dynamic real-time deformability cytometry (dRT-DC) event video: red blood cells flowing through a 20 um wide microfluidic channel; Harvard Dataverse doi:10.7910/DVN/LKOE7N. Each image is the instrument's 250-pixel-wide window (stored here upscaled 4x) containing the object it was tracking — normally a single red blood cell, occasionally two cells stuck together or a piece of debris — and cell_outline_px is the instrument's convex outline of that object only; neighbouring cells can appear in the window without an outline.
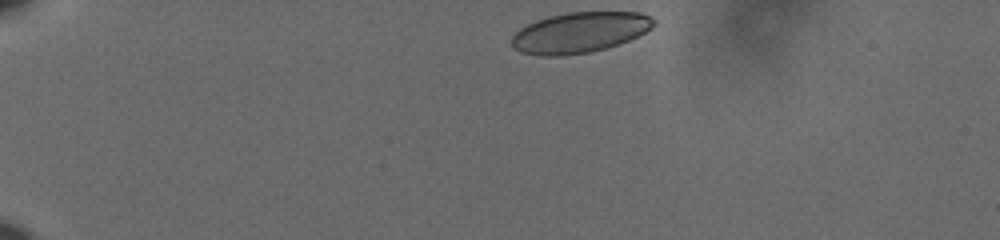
{"species": "human", "species_latin": "Homo sapiens", "temperature_condition": "cold", "stored_images_in_passage": 40, "camera_frame_rate_fps": 3000, "um_per_image_px": 0.085, "donor": {"sex": "male"}, "frame": {"image": 1, "passage_image": 1, "time_ms": 0.0, "image_size_px": [1000, 240], "cell_outline_px": [[656, 20], [652, 28], [628, 40], [604, 48], [588, 52], [560, 56], [540, 56], [520, 52], [512, 44], [512, 36], [520, 28], [536, 20], [548, 16], [568, 12], [640, 12]], "centroid_in_image_um": [49.25, 2.75], "position_along_channel_um": 35.7, "area_um2": 33.29}}
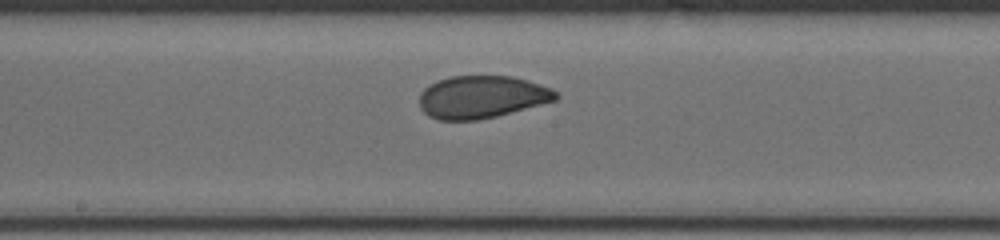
{"frame": {"image": 2, "passage_image": 22, "time_ms": 7.0, "image_size_px": [1000, 240], "cell_outline_px": [[560, 96], [556, 100], [496, 116], [476, 120], [440, 120], [428, 116], [420, 108], [420, 92], [424, 88], [440, 80], [452, 76], [512, 76], [528, 80], [552, 88]], "centroid_in_image_um": [40.96, 8.24], "position_along_channel_um": 207.2, "area_um2": 33.7}}
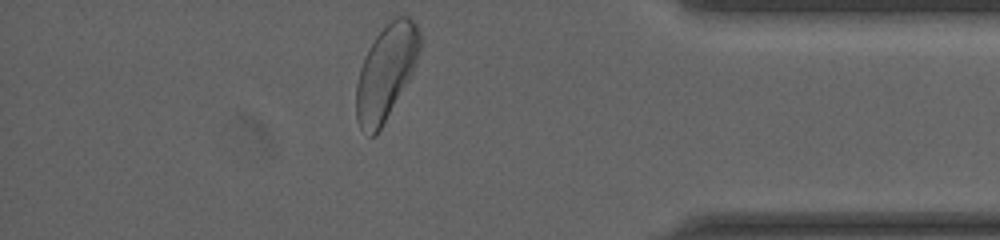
{"frame": {"image": 3, "passage_image": 40, "time_ms": 13.0, "image_size_px": [1000, 240], "cell_outline_px": [[420, 48], [416, 64], [408, 80], [376, 136], [368, 136], [360, 128], [356, 120], [356, 84], [360, 68], [364, 56], [376, 36], [396, 16], [408, 16], [416, 24], [420, 32]], "centroid_in_image_um": [32.79, 6.16], "position_along_channel_um": 402.4, "area_um2": 34.74}, "authors_computed_cell_mechanics": {"area_um2": 34.391, "velocity_mm_per_s": 3.6189, "shape_relaxation_time_tau1_ms": 7.2172, "shape_relaxation_time_tau2_ms": 0.8123, "deformation_change_tau1": 0.1292, "deformation_change_tau2": 0.0536}}